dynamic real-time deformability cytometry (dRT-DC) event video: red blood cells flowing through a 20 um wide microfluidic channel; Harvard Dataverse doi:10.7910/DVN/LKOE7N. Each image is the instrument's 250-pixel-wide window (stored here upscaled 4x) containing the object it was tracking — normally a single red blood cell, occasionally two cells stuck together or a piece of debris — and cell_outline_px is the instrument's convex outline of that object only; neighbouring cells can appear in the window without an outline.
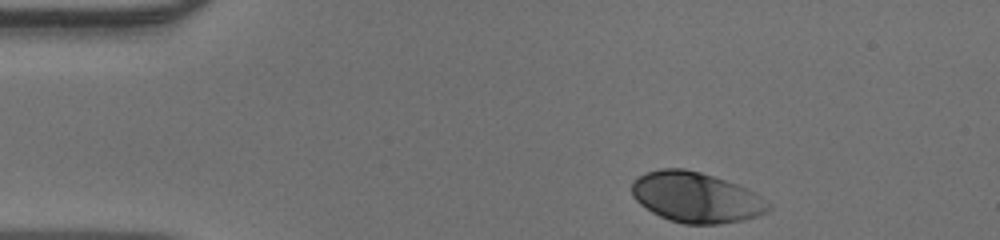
{"species": "human", "species_latin": "Homo sapiens", "temperature_condition": "warm", "stored_images_in_passage": 34, "camera_frame_rate_fps": 3000, "um_per_image_px": 0.085, "donor": {"sex": "male"}, "frame": {"image": 1, "passage_image": 1, "time_ms": 0.0, "image_size_px": [1000, 240], "cell_outline_px": [[772, 208], [768, 212], [744, 220], [720, 224], [684, 224], [660, 216], [652, 212], [640, 204], [632, 196], [632, 180], [648, 172], [660, 168], [684, 168], [700, 172], [736, 184], [760, 196], [772, 204]], "centroid_in_image_um": [59.17, 16.78], "position_along_channel_um": 25.8, "area_um2": 39.94}}
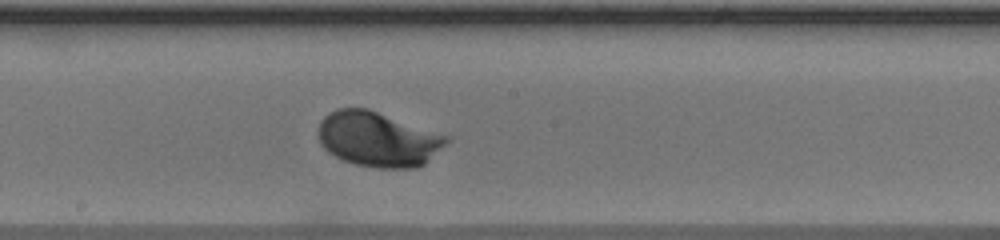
{"frame": {"image": 2, "passage_image": 20, "time_ms": 6.333, "image_size_px": [1000, 240], "cell_outline_px": [[448, 140], [424, 164], [416, 168], [376, 168], [356, 164], [344, 160], [328, 152], [320, 144], [316, 132], [320, 120], [324, 116], [336, 108], [368, 108], [448, 136]], "centroid_in_image_um": [32.05, 11.82], "position_along_channel_um": 216.1, "area_um2": 40.86}}
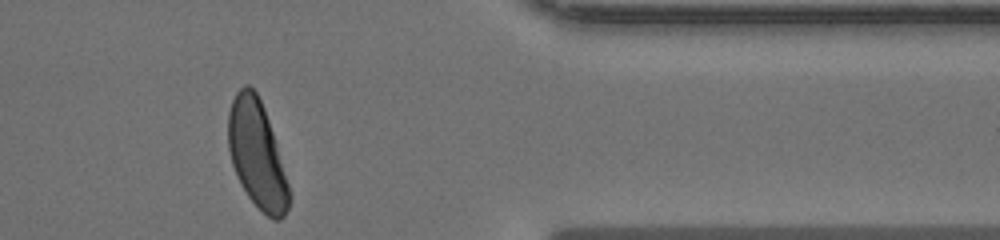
{"frame": {"image": 3, "passage_image": 34, "time_ms": 11.0, "image_size_px": [1000, 240], "cell_outline_px": [[292, 196], [288, 208], [284, 216], [280, 220], [272, 220], [248, 196], [232, 164], [228, 148], [228, 112], [232, 100], [236, 92], [244, 84], [248, 84], [256, 92], [264, 108], [276, 144]], "centroid_in_image_um": [21.84, 13.12], "position_along_channel_um": 389.6, "area_um2": 37.57}}